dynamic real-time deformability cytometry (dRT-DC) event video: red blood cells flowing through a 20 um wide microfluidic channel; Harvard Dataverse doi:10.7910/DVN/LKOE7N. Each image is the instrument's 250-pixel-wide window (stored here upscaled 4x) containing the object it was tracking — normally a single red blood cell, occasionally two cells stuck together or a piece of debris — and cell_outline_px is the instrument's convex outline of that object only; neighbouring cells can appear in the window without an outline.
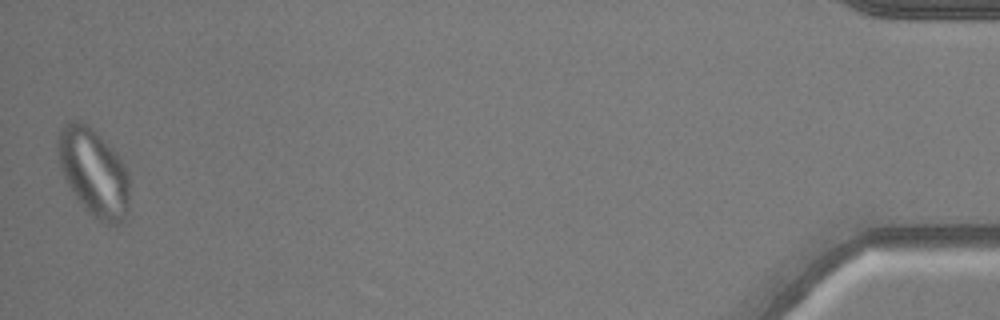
{"species": "common noctule bat (a hibernating species)", "species_latin": "Nyctalus noctula", "temperature_condition": "warm", "stored_images_in_passage": 49, "camera_frame_rate_fps": 3000, "um_per_image_px": 0.085, "animal": {"sex": "male", "body_mass_g": 20.5, "forearm_length_mm": 52.5}, "frame": {"image": 1, "passage_image": 49, "time_ms": 16.0, "image_size_px": [1000, 320], "cell_outline_px": [[128, 208], [124, 220], [120, 224], [104, 224], [84, 208], [68, 184], [64, 176], [60, 164], [56, 148], [60, 132], [64, 124], [72, 120], [80, 120], [88, 124], [116, 152], [128, 176]], "centroid_in_image_um": [7.95, 14.64], "position_along_channel_um": 427.2, "area_um2": 36.07}}